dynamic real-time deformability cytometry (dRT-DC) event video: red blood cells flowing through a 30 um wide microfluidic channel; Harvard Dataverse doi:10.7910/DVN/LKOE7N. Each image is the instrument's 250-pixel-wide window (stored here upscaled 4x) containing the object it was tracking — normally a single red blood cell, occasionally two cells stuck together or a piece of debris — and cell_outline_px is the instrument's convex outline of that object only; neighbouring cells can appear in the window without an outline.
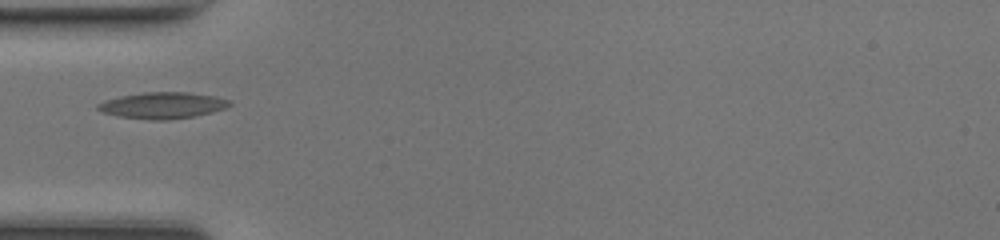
{"species": "common noctule bat (a hibernating species)", "species_latin": "Nyctalus noctula", "temperature_condition": "room temperature", "stored_images_in_passage": 27, "camera_frame_rate_fps": 3000, "um_per_image_px": 0.085, "animal": {"sex": "female", "body_mass_g": 17.0, "forearm_length_mm": 48.0}, "frame": {"image": 1, "passage_image": 1, "time_ms": 0.0, "image_size_px": [1000, 240], "cell_outline_px": [[232, 104], [224, 108], [212, 112], [192, 116], [168, 120], [152, 120], [120, 116], [104, 112], [96, 108], [96, 104], [120, 96], [144, 92], [188, 92], [216, 96], [232, 100]], "centroid_in_image_um": [13.87, 8.95], "position_along_channel_um": 71.1, "area_um2": 20.06}}
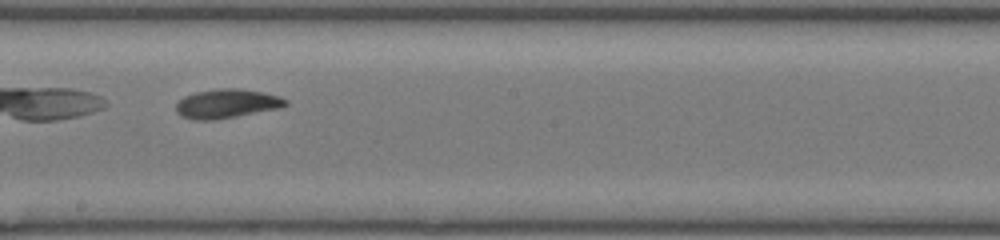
{"frame": {"image": 2, "passage_image": 12, "time_ms": 3.667, "image_size_px": [1000, 240], "cell_outline_px": [[288, 104], [280, 108], [216, 120], [196, 120], [180, 116], [176, 112], [176, 104], [184, 96], [196, 92], [216, 88], [240, 88], [280, 96], [288, 100]], "centroid_in_image_um": [19.27, 8.81], "position_along_channel_um": 228.9, "area_um2": 18.67}}
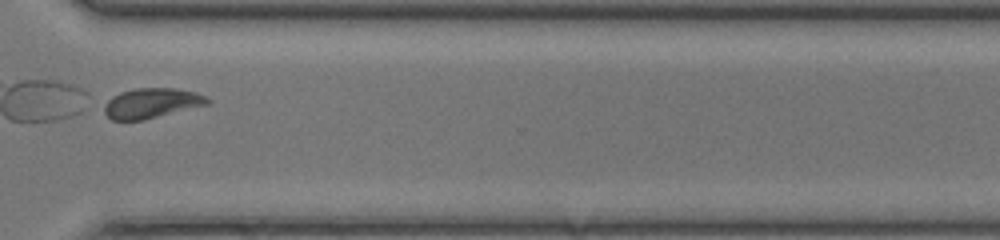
{"frame": {"image": 3, "passage_image": 21, "time_ms": 6.667, "image_size_px": [1000, 240], "cell_outline_px": [[212, 100], [208, 104], [144, 120], [112, 120], [96, 108], [104, 100], [120, 92], [136, 88], [176, 88], [196, 92]], "centroid_in_image_um": [12.75, 8.77], "position_along_channel_um": 357.8, "area_um2": 18.61}}